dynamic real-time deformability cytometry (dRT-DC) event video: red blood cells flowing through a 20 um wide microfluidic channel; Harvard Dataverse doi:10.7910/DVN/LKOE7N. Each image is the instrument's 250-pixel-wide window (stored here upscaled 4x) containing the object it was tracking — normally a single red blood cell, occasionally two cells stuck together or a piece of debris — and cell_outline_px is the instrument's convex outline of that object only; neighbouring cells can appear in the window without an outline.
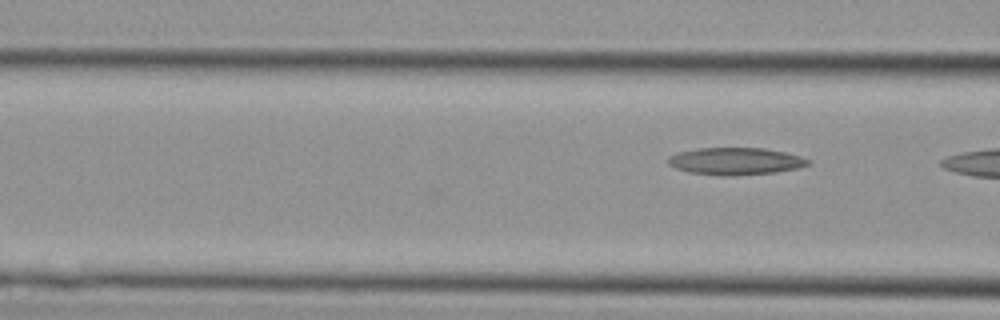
{"species": "Egyptian fruit bat (a non-hibernating species)", "species_latin": "Rousettus aegyptiacus", "temperature_condition": "cold", "stored_images_in_passage": 3, "camera_frame_rate_fps": 3000, "um_per_image_px": 0.085, "animal": {"sex": "female"}, "frame": {"image": 1, "passage_image": 3, "time_ms": 0.667, "image_size_px": [1000, 320], "cell_outline_px": [[812, 164], [800, 168], [776, 172], [736, 176], [720, 176], [688, 172], [676, 168], [668, 164], [668, 156], [676, 152], [696, 148], [764, 148], [784, 152], [800, 156], [812, 160]], "centroid_in_image_um": [62.53, 13.71], "position_along_channel_um": 104.1, "area_um2": 22.6}}